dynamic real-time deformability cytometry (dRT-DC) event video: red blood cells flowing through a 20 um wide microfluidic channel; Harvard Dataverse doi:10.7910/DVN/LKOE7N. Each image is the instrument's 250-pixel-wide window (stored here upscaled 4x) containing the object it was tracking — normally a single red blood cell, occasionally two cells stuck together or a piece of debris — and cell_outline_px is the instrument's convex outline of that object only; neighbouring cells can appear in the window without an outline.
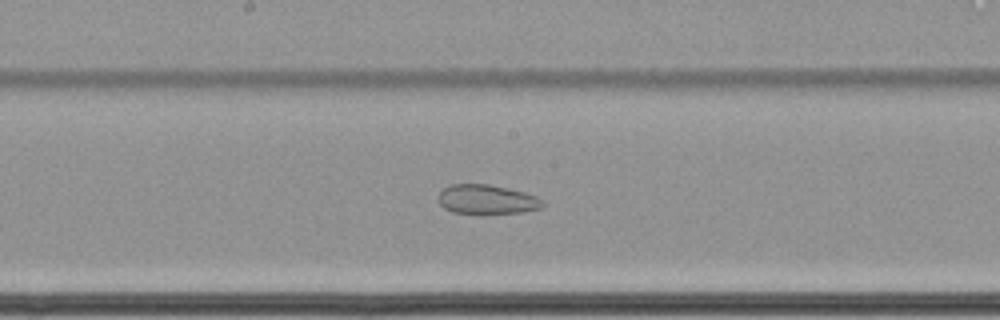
{"species": "common noctule bat (a hibernating species)", "species_latin": "Nyctalus noctula", "temperature_condition": "cold", "stored_images_in_passage": 40, "camera_frame_rate_fps": 3000, "um_per_image_px": 0.085, "animal": {"sex": "female", "body_mass_g": 22.7, "forearm_length_mm": 54.2}, "frame": {"image": 1, "passage_image": 23, "time_ms": 7.333, "image_size_px": [1000, 320], "cell_outline_px": [[544, 208], [520, 212], [484, 216], [452, 212], [444, 208], [440, 204], [440, 192], [448, 184], [488, 184], [508, 188], [524, 192], [536, 196], [544, 200]], "centroid_in_image_um": [41.41, 16.99], "position_along_channel_um": 206.8, "area_um2": 18.5}}